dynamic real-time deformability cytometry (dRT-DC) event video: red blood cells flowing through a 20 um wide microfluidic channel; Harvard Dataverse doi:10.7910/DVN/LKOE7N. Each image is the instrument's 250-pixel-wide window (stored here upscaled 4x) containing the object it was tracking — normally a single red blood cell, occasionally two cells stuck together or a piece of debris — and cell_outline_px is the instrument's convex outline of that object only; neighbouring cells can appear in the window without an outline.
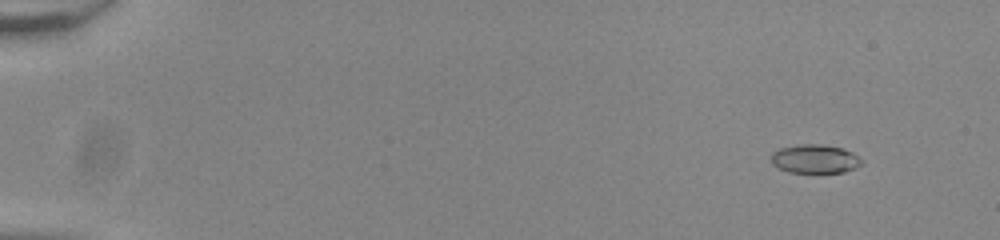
{"species": "common noctule bat (a hibernating species)", "species_latin": "Nyctalus noctula", "temperature_condition": "room temperature", "stored_images_in_passage": 56, "camera_frame_rate_fps": 3000, "um_per_image_px": 0.085, "animal": {"sex": "male", "body_mass_g": 20.0, "forearm_length_mm": 53.3}, "frame": {"image": 1, "passage_image": 6, "time_ms": 1.667, "image_size_px": [1000, 240], "cell_outline_px": [[864, 164], [856, 168], [844, 172], [788, 172], [772, 164], [772, 152], [780, 148], [796, 144], [820, 144], [844, 148], [852, 152]], "centroid_in_image_um": [69.27, 13.5], "position_along_channel_um": 15.7, "area_um2": 15.14}}
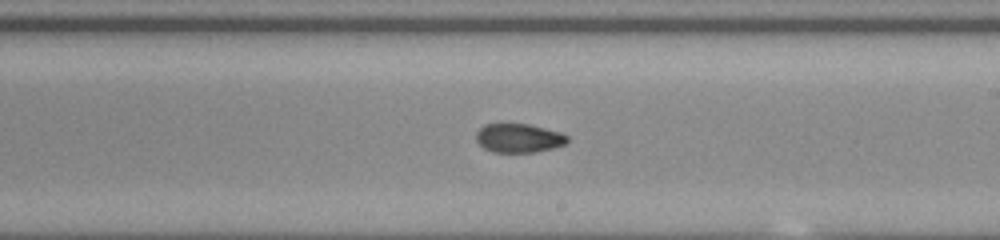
{"frame": {"image": 2, "passage_image": 35, "time_ms": 11.333, "image_size_px": [1000, 240], "cell_outline_px": [[568, 140], [564, 144], [552, 148], [532, 152], [492, 152], [484, 148], [476, 140], [476, 132], [484, 124], [500, 120], [528, 124], [560, 132], [568, 136]], "centroid_in_image_um": [44.02, 11.68], "position_along_channel_um": 245.0, "area_um2": 15.84}}
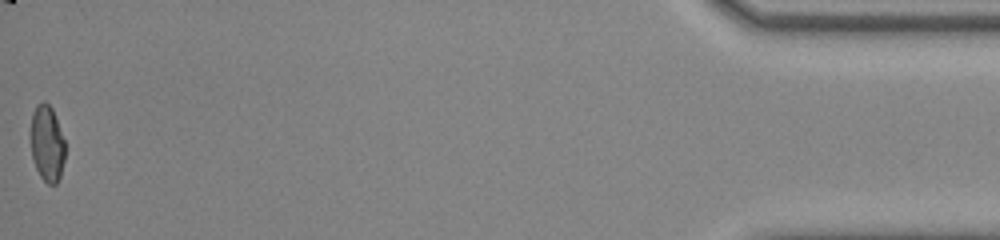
{"frame": {"image": 3, "passage_image": 56, "time_ms": 18.333, "image_size_px": [1000, 240], "cell_outline_px": [[64, 160], [60, 176], [56, 184], [48, 184], [40, 176], [36, 168], [32, 156], [32, 112], [36, 104], [44, 100], [52, 108], [64, 140]], "centroid_in_image_um": [4.0, 12.18], "position_along_channel_um": 431.2, "area_um2": 14.97}, "authors_computed_cell_mechanics": {"area_um2": 15.7794, "velocity_mm_per_s": 3.8688, "shape_relaxation_time_tau1_ms": 4.9806, "shape_relaxation_time_tau2_ms": 2.1984, "deformation_change_tau1": 0.1528, "deformation_change_tau2": 0.0741}}